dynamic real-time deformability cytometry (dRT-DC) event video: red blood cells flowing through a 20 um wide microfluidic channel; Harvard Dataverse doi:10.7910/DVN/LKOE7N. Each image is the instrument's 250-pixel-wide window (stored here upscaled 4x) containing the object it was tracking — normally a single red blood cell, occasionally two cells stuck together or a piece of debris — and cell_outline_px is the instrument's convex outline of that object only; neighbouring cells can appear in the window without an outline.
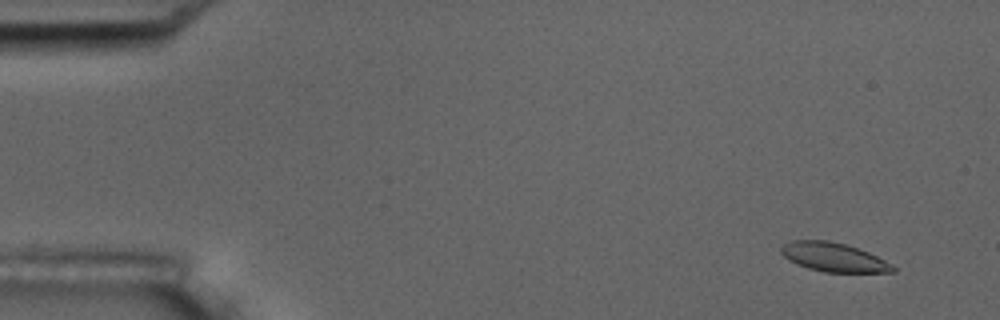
{"species": "common noctule bat (a hibernating species)", "species_latin": "Nyctalus noctula", "temperature_condition": "room temperature", "stored_images_in_passage": 7, "camera_frame_rate_fps": 3000, "um_per_image_px": 0.085, "animal": {"sex": "male", "body_mass_g": 17.5, "forearm_length_mm": 52.3}, "frame": {"image": 1, "passage_image": 1, "time_ms": 0.0, "image_size_px": [1000, 320], "cell_outline_px": [[896, 272], [824, 272], [808, 268], [788, 260], [780, 252], [780, 248], [784, 244], [792, 240], [828, 240], [844, 244], [868, 252], [892, 264], [896, 268]], "centroid_in_image_um": [70.84, 21.86], "position_along_channel_um": 14.2, "area_um2": 18.73}}
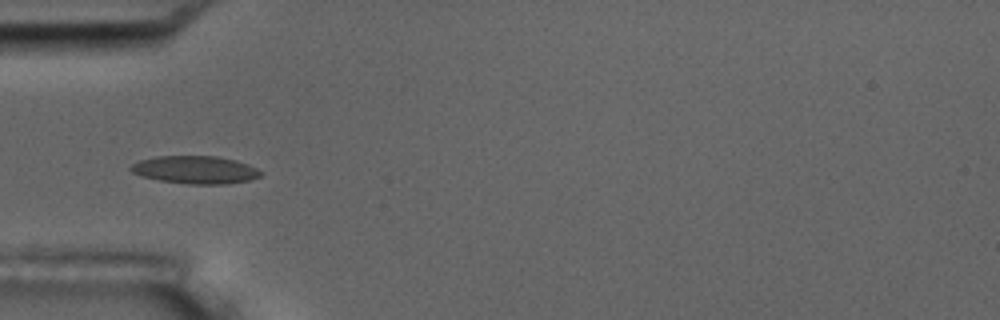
{"frame": {"image": 2, "passage_image": 4, "time_ms": 4.667, "image_size_px": [1000, 320], "cell_outline_px": [[264, 172], [260, 176], [248, 180], [228, 184], [188, 184], [160, 180], [140, 176], [132, 172], [128, 168], [132, 164], [140, 160], [156, 156], [216, 156], [236, 160], [248, 164]], "centroid_in_image_um": [16.6, 14.43], "position_along_channel_um": 68.4, "area_um2": 21.1}}
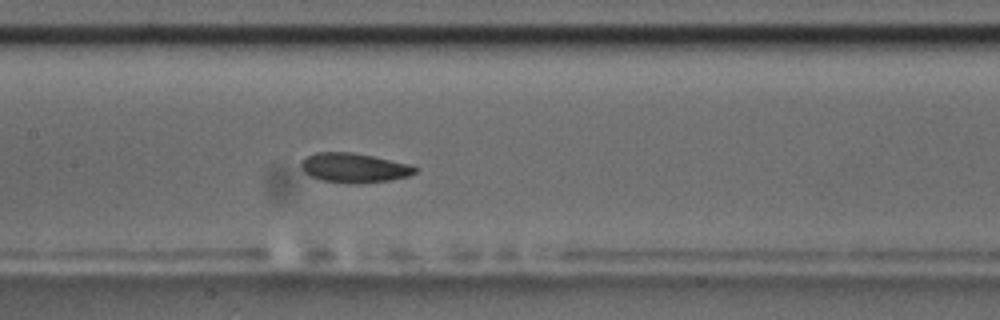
{"frame": {"image": 3, "passage_image": 7, "time_ms": 7.667, "image_size_px": [1000, 320], "cell_outline_px": [[420, 168], [416, 172], [408, 176], [392, 180], [360, 184], [348, 184], [320, 180], [308, 176], [304, 172], [300, 164], [308, 156], [316, 152], [352, 152], [412, 164]], "centroid_in_image_um": [30.13, 14.28], "position_along_channel_um": 177.3, "area_um2": 19.94}}